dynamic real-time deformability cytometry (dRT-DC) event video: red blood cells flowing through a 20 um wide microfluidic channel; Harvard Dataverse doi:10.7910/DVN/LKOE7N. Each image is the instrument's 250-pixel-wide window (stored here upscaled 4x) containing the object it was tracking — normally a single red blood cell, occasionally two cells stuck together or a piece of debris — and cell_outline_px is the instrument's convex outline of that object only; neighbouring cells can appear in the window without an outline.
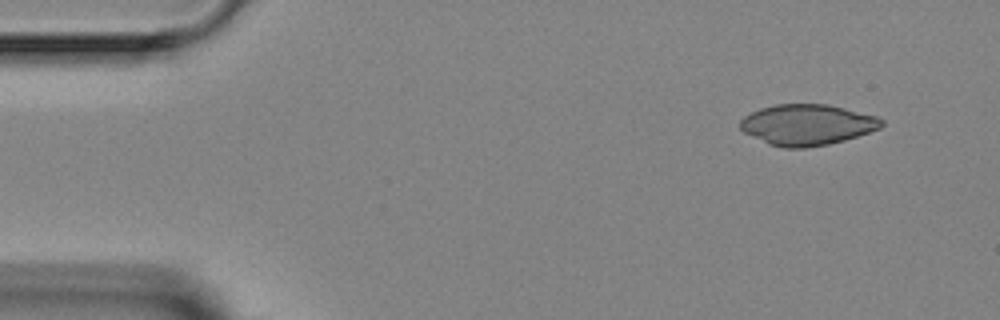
{"species": "Egyptian fruit bat (a non-hibernating species)", "species_latin": "Rousettus aegyptiacus", "temperature_condition": "room temperature", "stored_images_in_passage": 4, "camera_frame_rate_fps": 3000, "um_per_image_px": 0.085, "animal": {"sex": "female"}, "frame": {"image": 1, "passage_image": 1, "time_ms": 0.0, "image_size_px": [1000, 320], "cell_outline_px": [[884, 124], [880, 128], [844, 140], [828, 144], [804, 148], [784, 148], [768, 144], [744, 132], [740, 128], [740, 120], [744, 116], [760, 108], [776, 104], [828, 104], [876, 116], [884, 120]], "centroid_in_image_um": [68.59, 10.6], "position_along_channel_um": 16.4, "area_um2": 33.52}}